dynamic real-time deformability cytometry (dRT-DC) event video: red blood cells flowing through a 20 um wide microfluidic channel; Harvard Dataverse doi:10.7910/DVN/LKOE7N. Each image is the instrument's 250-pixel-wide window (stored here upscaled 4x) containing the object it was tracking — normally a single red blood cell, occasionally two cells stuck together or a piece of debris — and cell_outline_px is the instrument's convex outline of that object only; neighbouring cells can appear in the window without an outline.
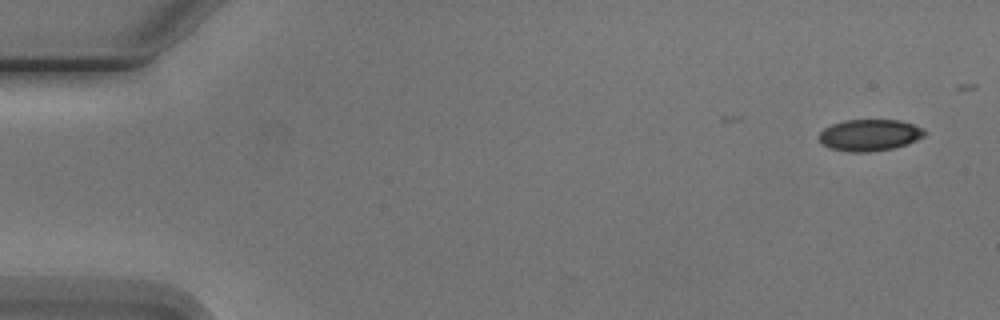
{"species": "Egyptian fruit bat (a non-hibernating species)", "species_latin": "Rousettus aegyptiacus", "temperature_condition": "cold", "stored_images_in_passage": 5, "camera_frame_rate_fps": 3000, "um_per_image_px": 0.085, "animal": {"sex": "male"}, "frame": {"image": 1, "passage_image": 1, "time_ms": 0.0, "image_size_px": [1000, 320], "cell_outline_px": [[928, 132], [924, 136], [916, 140], [892, 148], [868, 152], [848, 152], [828, 148], [820, 144], [820, 132], [824, 128], [832, 124], [844, 120], [900, 120], [924, 128]], "centroid_in_image_um": [73.9, 11.48], "position_along_channel_um": 11.1, "area_um2": 19.48}}
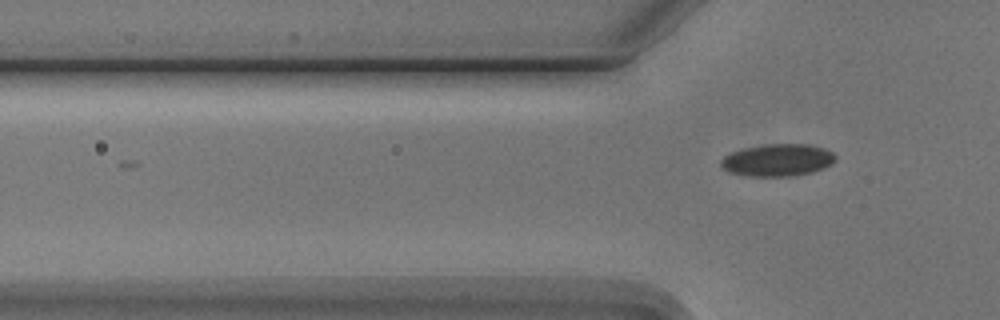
{"frame": {"image": 2, "passage_image": 5, "time_ms": 4.667, "image_size_px": [1000, 320], "cell_outline_px": [[836, 160], [832, 164], [824, 168], [812, 172], [792, 176], [752, 176], [728, 172], [720, 168], [720, 160], [724, 156], [732, 152], [744, 148], [768, 144], [808, 144], [824, 148], [832, 152], [836, 156]], "centroid_in_image_um": [66.1, 13.61], "position_along_channel_um": 59.7, "area_um2": 21.62}}